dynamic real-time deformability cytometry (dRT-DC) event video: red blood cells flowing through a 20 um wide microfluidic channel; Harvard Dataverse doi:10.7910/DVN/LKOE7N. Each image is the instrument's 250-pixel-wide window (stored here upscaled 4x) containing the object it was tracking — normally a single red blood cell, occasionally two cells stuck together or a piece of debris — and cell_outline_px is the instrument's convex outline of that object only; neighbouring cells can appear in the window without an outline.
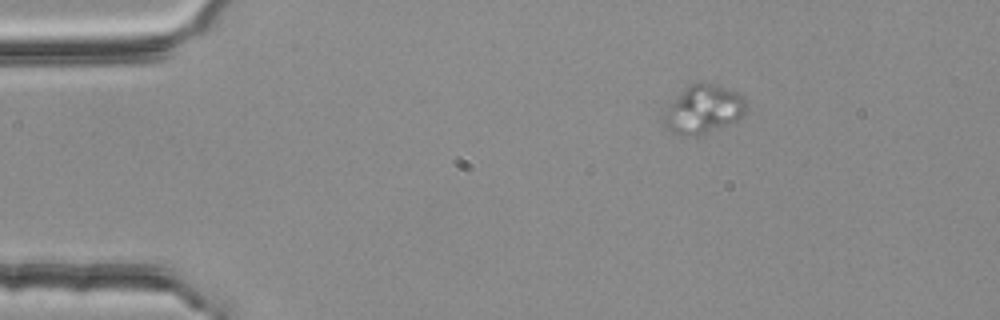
{"species": "common noctule bat (a hibernating species)", "species_latin": "Nyctalus noctula", "temperature_condition": "room temperature", "stored_images_in_passage": 2, "camera_frame_rate_fps": 3000, "um_per_image_px": 0.085, "animal": {"sex": "female", "body_mass_g": 25.1}, "frame": {"image": 1, "passage_image": 1, "time_ms": 0.0, "image_size_px": [1000, 320], "cell_outline_px": [[748, 112], [736, 120], [700, 132], [684, 136], [680, 136], [664, 128], [660, 120], [660, 116], [668, 104], [684, 88], [696, 80], [704, 80], [716, 84], [736, 92], [744, 96], [748, 104]], "centroid_in_image_um": [59.72, 9.22], "position_along_channel_um": 25.3, "area_um2": 23.58}}